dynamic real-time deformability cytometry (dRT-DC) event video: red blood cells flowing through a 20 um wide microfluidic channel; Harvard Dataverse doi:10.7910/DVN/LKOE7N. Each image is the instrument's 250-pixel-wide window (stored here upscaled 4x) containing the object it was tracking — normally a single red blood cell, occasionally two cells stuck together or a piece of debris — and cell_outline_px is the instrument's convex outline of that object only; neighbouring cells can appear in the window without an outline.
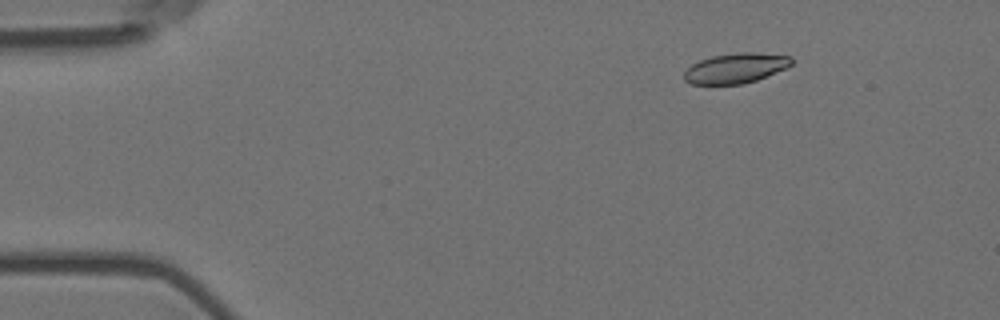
{"species": "Egyptian fruit bat (a non-hibernating species)", "species_latin": "Rousettus aegyptiacus", "temperature_condition": "room temperature", "stored_images_in_passage": 7, "camera_frame_rate_fps": 3000, "um_per_image_px": 0.085, "animal": {"sex": "female"}, "frame": {"image": 1, "passage_image": 3, "time_ms": 0.667, "image_size_px": [1000, 320], "cell_outline_px": [[792, 64], [784, 68], [756, 80], [744, 84], [692, 84], [684, 80], [684, 72], [692, 64], [700, 60], [712, 56], [736, 52], [756, 52], [792, 56]], "centroid_in_image_um": [62.52, 5.78], "position_along_channel_um": 22.5, "area_um2": 18.73}}
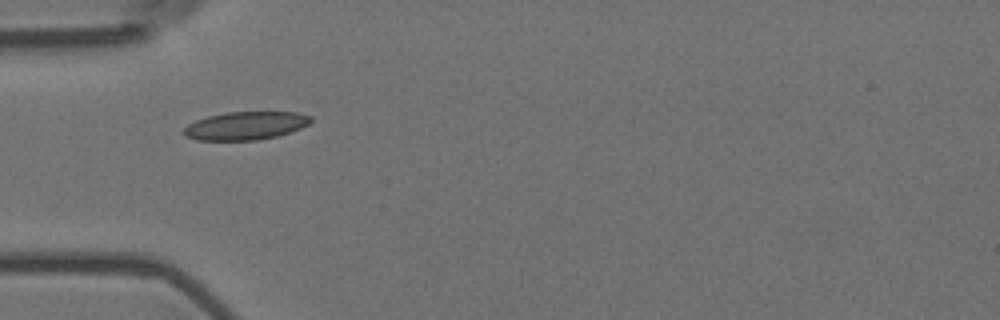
{"frame": {"image": 2, "passage_image": 6, "time_ms": 1.667, "image_size_px": [1000, 320], "cell_outline_px": [[312, 120], [308, 124], [300, 128], [276, 136], [256, 140], [196, 140], [184, 136], [180, 132], [188, 124], [196, 120], [208, 116], [228, 112], [296, 112], [312, 116]], "centroid_in_image_um": [20.83, 10.68], "position_along_channel_um": 64.2, "area_um2": 20.81}}
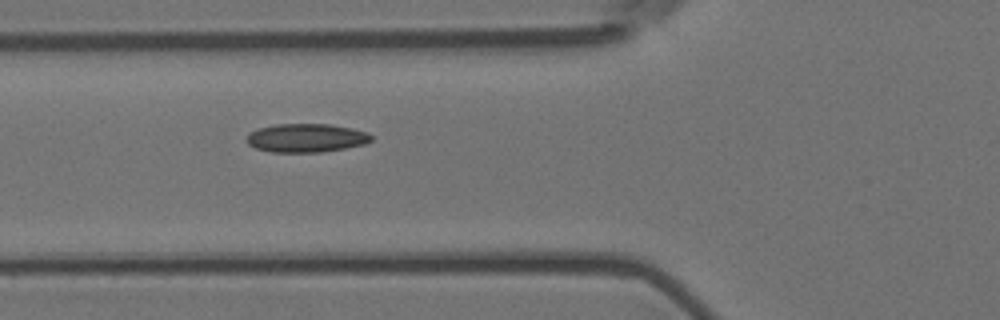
{"frame": {"image": 3, "passage_image": 7, "time_ms": 2.0, "image_size_px": [1000, 320], "cell_outline_px": [[372, 140], [364, 144], [344, 148], [320, 152], [268, 152], [256, 148], [248, 144], [248, 132], [256, 128], [276, 124], [328, 124], [352, 128], [368, 132], [372, 136]], "centroid_in_image_um": [26.01, 11.72], "position_along_channel_um": 99.8, "area_um2": 20.81}}